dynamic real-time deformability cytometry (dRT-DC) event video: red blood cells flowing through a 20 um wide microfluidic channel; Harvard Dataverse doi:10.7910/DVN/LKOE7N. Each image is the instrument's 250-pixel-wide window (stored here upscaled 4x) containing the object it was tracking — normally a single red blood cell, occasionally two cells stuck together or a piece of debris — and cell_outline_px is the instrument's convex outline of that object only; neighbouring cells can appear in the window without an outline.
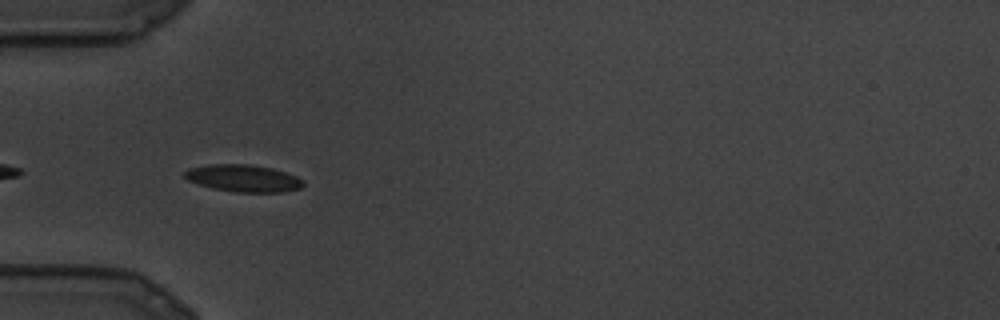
{"species": "common noctule bat (a hibernating species)", "species_latin": "Nyctalus noctula", "temperature_condition": "cold", "stored_images_in_passage": 9, "camera_frame_rate_fps": 3000, "um_per_image_px": 0.085, "animal": {"sex": "male", "body_mass_g": 19.5, "forearm_length_mm": 54.6}, "frame": {"image": 1, "passage_image": 6, "time_ms": 1.667, "image_size_px": [1000, 320], "cell_outline_px": [[304, 184], [300, 188], [284, 192], [236, 192], [212, 188], [188, 180], [184, 176], [184, 172], [188, 168], [208, 164], [248, 164], [272, 168], [296, 176], [304, 180]], "centroid_in_image_um": [20.68, 15.15], "position_along_channel_um": 64.3, "area_um2": 18.73}}
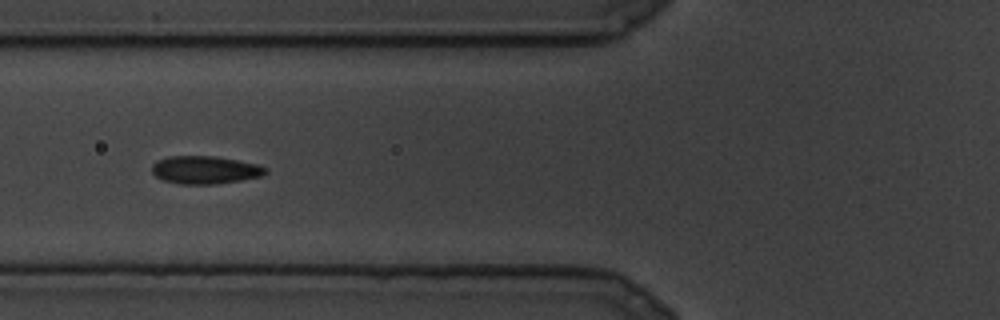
{"frame": {"image": 2, "passage_image": 8, "time_ms": 2.333, "image_size_px": [1000, 320], "cell_outline_px": [[268, 172], [260, 176], [240, 180], [216, 184], [180, 184], [164, 180], [156, 176], [152, 172], [152, 164], [156, 160], [168, 156], [212, 156], [236, 160], [256, 164], [268, 168]], "centroid_in_image_um": [17.4, 14.44], "position_along_channel_um": 108.4, "area_um2": 18.38}}